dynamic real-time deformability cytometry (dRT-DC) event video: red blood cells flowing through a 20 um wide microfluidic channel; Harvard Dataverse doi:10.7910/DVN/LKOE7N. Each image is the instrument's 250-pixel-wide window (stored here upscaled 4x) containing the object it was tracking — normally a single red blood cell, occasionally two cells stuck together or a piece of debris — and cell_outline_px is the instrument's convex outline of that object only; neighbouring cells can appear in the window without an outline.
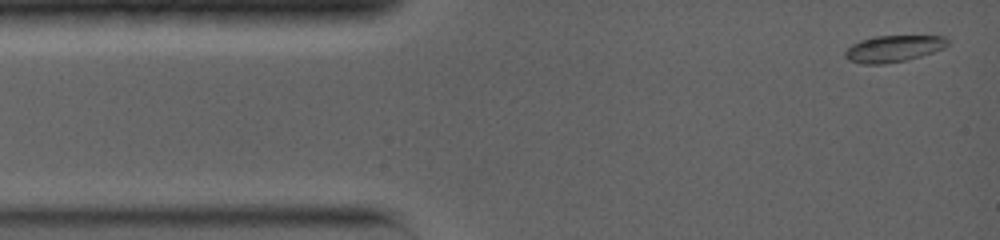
{"species": "common noctule bat (a hibernating species)", "species_latin": "Nyctalus noctula", "temperature_condition": "warm", "stored_images_in_passage": 23, "camera_frame_rate_fps": 5000, "um_per_image_px": 0.085, "animal": {"sex": "female", "body_mass_g": 19.0, "forearm_length_mm": 56.7}, "frame": {"image": 1, "passage_image": 1, "time_ms": 0.0, "image_size_px": [1000, 240], "cell_outline_px": [[948, 44], [944, 48], [920, 56], [904, 60], [884, 64], [864, 64], [848, 60], [844, 56], [844, 52], [852, 44], [860, 40], [876, 36], [944, 36], [948, 40]], "centroid_in_image_um": [75.91, 4.13], "position_along_channel_um": 9.1, "area_um2": 15.72}}
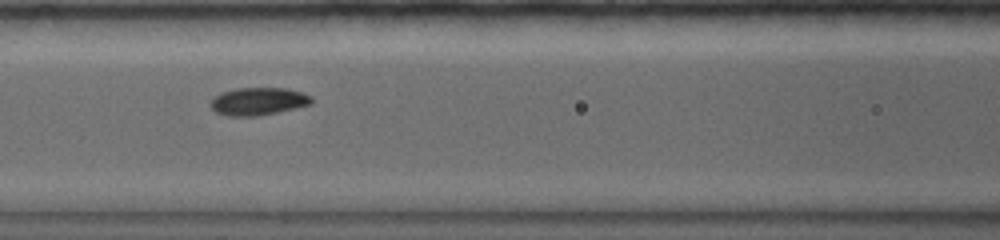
{"frame": {"image": 2, "passage_image": 10, "time_ms": 5.2, "image_size_px": [1000, 240], "cell_outline_px": [[312, 104], [296, 108], [256, 116], [228, 116], [216, 112], [208, 104], [220, 92], [236, 88], [284, 88], [300, 92], [312, 96]], "centroid_in_image_um": [21.93, 8.61], "position_along_channel_um": 144.7, "area_um2": 16.24}}
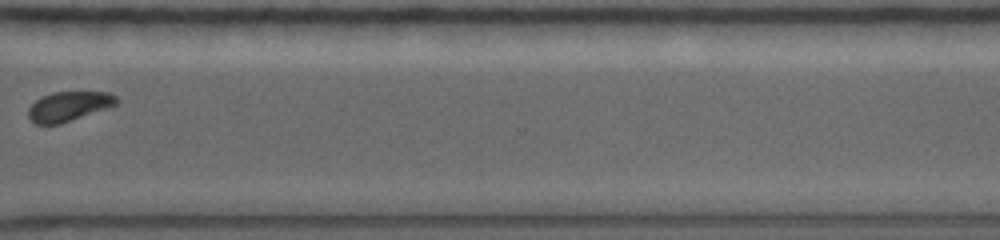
{"frame": {"image": 3, "passage_image": 18, "time_ms": 10.8, "image_size_px": [1000, 240], "cell_outline_px": [[120, 100], [116, 104], [60, 124], [36, 124], [28, 116], [28, 108], [36, 100], [52, 92], [108, 92], [116, 96]], "centroid_in_image_um": [5.83, 9.03], "position_along_channel_um": 364.8, "area_um2": 14.91}, "authors_computed_cell_mechanics": {"area_um2": 15.9528, "velocity_mm_per_s": 3.9228, "shape_relaxation_time_tau1_ms": 2.6431, "shape_relaxation_time_tau2_ms": null, "deformation_change_tau1": 0.1132, "deformation_change_tau2": null}}